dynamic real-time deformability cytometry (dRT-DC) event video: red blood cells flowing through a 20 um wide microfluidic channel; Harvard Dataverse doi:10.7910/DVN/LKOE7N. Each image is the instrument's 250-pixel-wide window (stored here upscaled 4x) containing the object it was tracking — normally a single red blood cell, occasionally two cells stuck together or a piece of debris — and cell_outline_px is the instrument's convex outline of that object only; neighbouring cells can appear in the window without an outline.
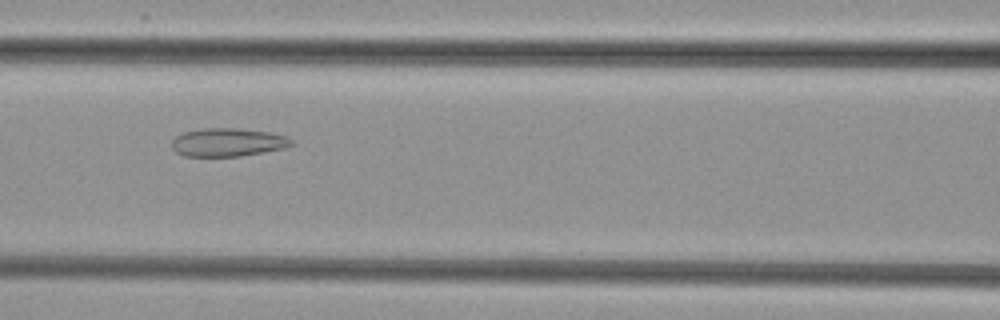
{"species": "common noctule bat (a hibernating species)", "species_latin": "Nyctalus noctula", "temperature_condition": "cold", "stored_images_in_passage": 54, "camera_frame_rate_fps": 3000, "um_per_image_px": 0.085, "animal": {"sex": "female", "body_mass_g": 29.2, "forearm_length_mm": 56.3}, "frame": {"image": 1, "passage_image": 25, "time_ms": 8.0, "image_size_px": [1000, 320], "cell_outline_px": [[296, 144], [284, 148], [240, 156], [184, 156], [176, 152], [172, 148], [172, 140], [176, 136], [184, 132], [200, 128], [236, 128], [268, 132], [288, 136]], "centroid_in_image_um": [19.37, 12.09], "position_along_channel_um": 147.2, "area_um2": 19.77}}
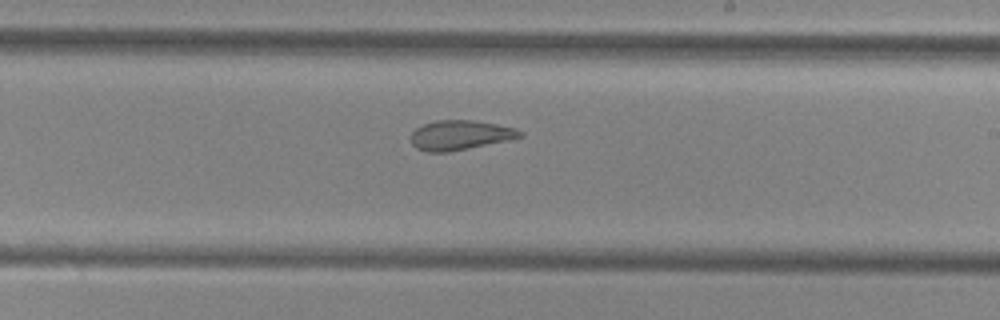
{"frame": {"image": 2, "passage_image": 33, "time_ms": 10.667, "image_size_px": [1000, 320], "cell_outline_px": [[524, 136], [508, 140], [448, 152], [428, 152], [416, 148], [412, 144], [412, 132], [416, 128], [424, 124], [436, 120], [472, 120], [496, 124], [516, 128], [524, 132]], "centroid_in_image_um": [39.13, 11.48], "position_along_channel_um": 249.9, "area_um2": 18.73}}
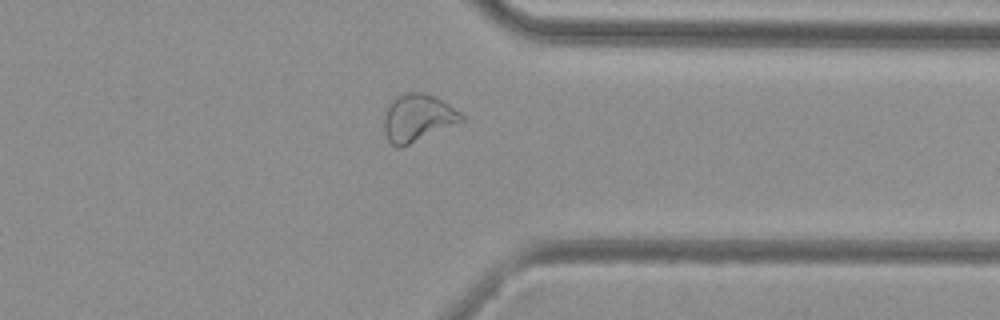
{"frame": {"image": 3, "passage_image": 43, "time_ms": 14.0, "image_size_px": [1000, 320], "cell_outline_px": [[464, 120], [400, 148], [396, 148], [388, 140], [384, 132], [384, 112], [388, 104], [396, 96], [404, 92], [424, 92], [436, 96], [460, 112], [464, 116]], "centroid_in_image_um": [35.46, 9.99], "position_along_channel_um": 375.9, "area_um2": 21.39}}